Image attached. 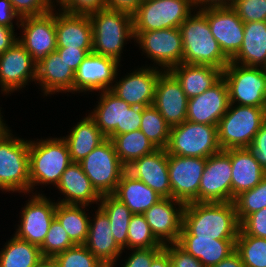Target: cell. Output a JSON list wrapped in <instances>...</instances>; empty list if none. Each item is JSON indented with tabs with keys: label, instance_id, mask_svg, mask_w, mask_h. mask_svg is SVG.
Returning a JSON list of instances; mask_svg holds the SVG:
<instances>
[{
	"label": "cell",
	"instance_id": "obj_41",
	"mask_svg": "<svg viewBox=\"0 0 266 267\" xmlns=\"http://www.w3.org/2000/svg\"><path fill=\"white\" fill-rule=\"evenodd\" d=\"M164 247L153 235L143 214H133L129 221L127 249Z\"/></svg>",
	"mask_w": 266,
	"mask_h": 267
},
{
	"label": "cell",
	"instance_id": "obj_53",
	"mask_svg": "<svg viewBox=\"0 0 266 267\" xmlns=\"http://www.w3.org/2000/svg\"><path fill=\"white\" fill-rule=\"evenodd\" d=\"M142 121V108L130 106L125 107L124 133L140 129Z\"/></svg>",
	"mask_w": 266,
	"mask_h": 267
},
{
	"label": "cell",
	"instance_id": "obj_40",
	"mask_svg": "<svg viewBox=\"0 0 266 267\" xmlns=\"http://www.w3.org/2000/svg\"><path fill=\"white\" fill-rule=\"evenodd\" d=\"M236 251L244 267H266V239L245 234L239 230Z\"/></svg>",
	"mask_w": 266,
	"mask_h": 267
},
{
	"label": "cell",
	"instance_id": "obj_3",
	"mask_svg": "<svg viewBox=\"0 0 266 267\" xmlns=\"http://www.w3.org/2000/svg\"><path fill=\"white\" fill-rule=\"evenodd\" d=\"M88 16L92 23V52L120 62L126 41L135 39L133 16L106 7Z\"/></svg>",
	"mask_w": 266,
	"mask_h": 267
},
{
	"label": "cell",
	"instance_id": "obj_6",
	"mask_svg": "<svg viewBox=\"0 0 266 267\" xmlns=\"http://www.w3.org/2000/svg\"><path fill=\"white\" fill-rule=\"evenodd\" d=\"M10 130L0 139V190L30 193L29 141Z\"/></svg>",
	"mask_w": 266,
	"mask_h": 267
},
{
	"label": "cell",
	"instance_id": "obj_52",
	"mask_svg": "<svg viewBox=\"0 0 266 267\" xmlns=\"http://www.w3.org/2000/svg\"><path fill=\"white\" fill-rule=\"evenodd\" d=\"M56 51L74 72L89 53H92V49L57 48Z\"/></svg>",
	"mask_w": 266,
	"mask_h": 267
},
{
	"label": "cell",
	"instance_id": "obj_15",
	"mask_svg": "<svg viewBox=\"0 0 266 267\" xmlns=\"http://www.w3.org/2000/svg\"><path fill=\"white\" fill-rule=\"evenodd\" d=\"M231 158L224 151L206 158L199 186V202H232Z\"/></svg>",
	"mask_w": 266,
	"mask_h": 267
},
{
	"label": "cell",
	"instance_id": "obj_59",
	"mask_svg": "<svg viewBox=\"0 0 266 267\" xmlns=\"http://www.w3.org/2000/svg\"><path fill=\"white\" fill-rule=\"evenodd\" d=\"M150 267H172L169 254L164 248L153 258Z\"/></svg>",
	"mask_w": 266,
	"mask_h": 267
},
{
	"label": "cell",
	"instance_id": "obj_61",
	"mask_svg": "<svg viewBox=\"0 0 266 267\" xmlns=\"http://www.w3.org/2000/svg\"><path fill=\"white\" fill-rule=\"evenodd\" d=\"M2 118L3 116H1V110H0V139L10 131V128L8 129L6 123H4V120Z\"/></svg>",
	"mask_w": 266,
	"mask_h": 267
},
{
	"label": "cell",
	"instance_id": "obj_54",
	"mask_svg": "<svg viewBox=\"0 0 266 267\" xmlns=\"http://www.w3.org/2000/svg\"><path fill=\"white\" fill-rule=\"evenodd\" d=\"M19 28L20 17L15 13L10 0H0V24L14 29L13 21Z\"/></svg>",
	"mask_w": 266,
	"mask_h": 267
},
{
	"label": "cell",
	"instance_id": "obj_14",
	"mask_svg": "<svg viewBox=\"0 0 266 267\" xmlns=\"http://www.w3.org/2000/svg\"><path fill=\"white\" fill-rule=\"evenodd\" d=\"M54 10L40 16L24 17L19 21L23 34L21 38L18 37V41L36 63L57 49Z\"/></svg>",
	"mask_w": 266,
	"mask_h": 267
},
{
	"label": "cell",
	"instance_id": "obj_48",
	"mask_svg": "<svg viewBox=\"0 0 266 267\" xmlns=\"http://www.w3.org/2000/svg\"><path fill=\"white\" fill-rule=\"evenodd\" d=\"M240 229L247 235L266 239V207L248 215L240 223Z\"/></svg>",
	"mask_w": 266,
	"mask_h": 267
},
{
	"label": "cell",
	"instance_id": "obj_22",
	"mask_svg": "<svg viewBox=\"0 0 266 267\" xmlns=\"http://www.w3.org/2000/svg\"><path fill=\"white\" fill-rule=\"evenodd\" d=\"M229 105L228 86L222 77L204 93L188 99L186 120L217 126Z\"/></svg>",
	"mask_w": 266,
	"mask_h": 267
},
{
	"label": "cell",
	"instance_id": "obj_56",
	"mask_svg": "<svg viewBox=\"0 0 266 267\" xmlns=\"http://www.w3.org/2000/svg\"><path fill=\"white\" fill-rule=\"evenodd\" d=\"M14 31L13 28L0 24V55L18 41Z\"/></svg>",
	"mask_w": 266,
	"mask_h": 267
},
{
	"label": "cell",
	"instance_id": "obj_58",
	"mask_svg": "<svg viewBox=\"0 0 266 267\" xmlns=\"http://www.w3.org/2000/svg\"><path fill=\"white\" fill-rule=\"evenodd\" d=\"M210 267H244L240 254L235 250L224 260Z\"/></svg>",
	"mask_w": 266,
	"mask_h": 267
},
{
	"label": "cell",
	"instance_id": "obj_5",
	"mask_svg": "<svg viewBox=\"0 0 266 267\" xmlns=\"http://www.w3.org/2000/svg\"><path fill=\"white\" fill-rule=\"evenodd\" d=\"M264 121V108L230 104L217 125L221 149L248 148Z\"/></svg>",
	"mask_w": 266,
	"mask_h": 267
},
{
	"label": "cell",
	"instance_id": "obj_37",
	"mask_svg": "<svg viewBox=\"0 0 266 267\" xmlns=\"http://www.w3.org/2000/svg\"><path fill=\"white\" fill-rule=\"evenodd\" d=\"M107 138L112 141L118 158L126 167L157 149L140 129Z\"/></svg>",
	"mask_w": 266,
	"mask_h": 267
},
{
	"label": "cell",
	"instance_id": "obj_38",
	"mask_svg": "<svg viewBox=\"0 0 266 267\" xmlns=\"http://www.w3.org/2000/svg\"><path fill=\"white\" fill-rule=\"evenodd\" d=\"M99 207L107 214L113 237L118 246L127 249V233L129 221L133 213L129 208L113 194L101 196Z\"/></svg>",
	"mask_w": 266,
	"mask_h": 267
},
{
	"label": "cell",
	"instance_id": "obj_8",
	"mask_svg": "<svg viewBox=\"0 0 266 267\" xmlns=\"http://www.w3.org/2000/svg\"><path fill=\"white\" fill-rule=\"evenodd\" d=\"M228 86L230 104L264 108L266 68L230 63L222 71Z\"/></svg>",
	"mask_w": 266,
	"mask_h": 267
},
{
	"label": "cell",
	"instance_id": "obj_36",
	"mask_svg": "<svg viewBox=\"0 0 266 267\" xmlns=\"http://www.w3.org/2000/svg\"><path fill=\"white\" fill-rule=\"evenodd\" d=\"M42 257L39 246L13 235L0 251V267H35Z\"/></svg>",
	"mask_w": 266,
	"mask_h": 267
},
{
	"label": "cell",
	"instance_id": "obj_32",
	"mask_svg": "<svg viewBox=\"0 0 266 267\" xmlns=\"http://www.w3.org/2000/svg\"><path fill=\"white\" fill-rule=\"evenodd\" d=\"M230 61L245 66L266 68V21L244 23L241 48Z\"/></svg>",
	"mask_w": 266,
	"mask_h": 267
},
{
	"label": "cell",
	"instance_id": "obj_18",
	"mask_svg": "<svg viewBox=\"0 0 266 267\" xmlns=\"http://www.w3.org/2000/svg\"><path fill=\"white\" fill-rule=\"evenodd\" d=\"M163 71L158 66L137 68L125 78L116 80L110 91L130 106L144 108L153 105L156 83Z\"/></svg>",
	"mask_w": 266,
	"mask_h": 267
},
{
	"label": "cell",
	"instance_id": "obj_62",
	"mask_svg": "<svg viewBox=\"0 0 266 267\" xmlns=\"http://www.w3.org/2000/svg\"><path fill=\"white\" fill-rule=\"evenodd\" d=\"M264 115H265V121H266V103H265V107H264Z\"/></svg>",
	"mask_w": 266,
	"mask_h": 267
},
{
	"label": "cell",
	"instance_id": "obj_51",
	"mask_svg": "<svg viewBox=\"0 0 266 267\" xmlns=\"http://www.w3.org/2000/svg\"><path fill=\"white\" fill-rule=\"evenodd\" d=\"M248 148L258 163L266 170V121L263 122Z\"/></svg>",
	"mask_w": 266,
	"mask_h": 267
},
{
	"label": "cell",
	"instance_id": "obj_47",
	"mask_svg": "<svg viewBox=\"0 0 266 267\" xmlns=\"http://www.w3.org/2000/svg\"><path fill=\"white\" fill-rule=\"evenodd\" d=\"M70 14H90L106 7V0H58L56 5Z\"/></svg>",
	"mask_w": 266,
	"mask_h": 267
},
{
	"label": "cell",
	"instance_id": "obj_13",
	"mask_svg": "<svg viewBox=\"0 0 266 267\" xmlns=\"http://www.w3.org/2000/svg\"><path fill=\"white\" fill-rule=\"evenodd\" d=\"M27 202L20 212L21 223L17 225L18 228L14 235L40 247L45 240L51 222L55 218L57 202L49 200L39 192H34Z\"/></svg>",
	"mask_w": 266,
	"mask_h": 267
},
{
	"label": "cell",
	"instance_id": "obj_35",
	"mask_svg": "<svg viewBox=\"0 0 266 267\" xmlns=\"http://www.w3.org/2000/svg\"><path fill=\"white\" fill-rule=\"evenodd\" d=\"M85 207L87 205L56 204L55 218L74 244H85L88 237L90 217L87 216Z\"/></svg>",
	"mask_w": 266,
	"mask_h": 267
},
{
	"label": "cell",
	"instance_id": "obj_20",
	"mask_svg": "<svg viewBox=\"0 0 266 267\" xmlns=\"http://www.w3.org/2000/svg\"><path fill=\"white\" fill-rule=\"evenodd\" d=\"M185 205L174 198H161L143 213L153 235L162 245L178 242Z\"/></svg>",
	"mask_w": 266,
	"mask_h": 267
},
{
	"label": "cell",
	"instance_id": "obj_31",
	"mask_svg": "<svg viewBox=\"0 0 266 267\" xmlns=\"http://www.w3.org/2000/svg\"><path fill=\"white\" fill-rule=\"evenodd\" d=\"M180 82L188 98L200 95L222 78V69L210 65L181 63L169 70Z\"/></svg>",
	"mask_w": 266,
	"mask_h": 267
},
{
	"label": "cell",
	"instance_id": "obj_19",
	"mask_svg": "<svg viewBox=\"0 0 266 267\" xmlns=\"http://www.w3.org/2000/svg\"><path fill=\"white\" fill-rule=\"evenodd\" d=\"M207 18L211 34L224 55L231 60L240 50L244 38V22L231 7L200 10Z\"/></svg>",
	"mask_w": 266,
	"mask_h": 267
},
{
	"label": "cell",
	"instance_id": "obj_25",
	"mask_svg": "<svg viewBox=\"0 0 266 267\" xmlns=\"http://www.w3.org/2000/svg\"><path fill=\"white\" fill-rule=\"evenodd\" d=\"M95 212V217L90 219L88 237L84 245L104 265L114 267L123 251L113 237L107 214L99 206Z\"/></svg>",
	"mask_w": 266,
	"mask_h": 267
},
{
	"label": "cell",
	"instance_id": "obj_7",
	"mask_svg": "<svg viewBox=\"0 0 266 267\" xmlns=\"http://www.w3.org/2000/svg\"><path fill=\"white\" fill-rule=\"evenodd\" d=\"M221 150L215 125L185 120L170 129L167 154L207 158Z\"/></svg>",
	"mask_w": 266,
	"mask_h": 267
},
{
	"label": "cell",
	"instance_id": "obj_4",
	"mask_svg": "<svg viewBox=\"0 0 266 267\" xmlns=\"http://www.w3.org/2000/svg\"><path fill=\"white\" fill-rule=\"evenodd\" d=\"M29 140L30 193L34 187L57 186L62 173L71 164L66 141L63 138ZM33 189V190H32ZM33 191V192H31Z\"/></svg>",
	"mask_w": 266,
	"mask_h": 267
},
{
	"label": "cell",
	"instance_id": "obj_49",
	"mask_svg": "<svg viewBox=\"0 0 266 267\" xmlns=\"http://www.w3.org/2000/svg\"><path fill=\"white\" fill-rule=\"evenodd\" d=\"M164 249L169 254L172 267H204L198 259L188 254L177 243L164 245Z\"/></svg>",
	"mask_w": 266,
	"mask_h": 267
},
{
	"label": "cell",
	"instance_id": "obj_11",
	"mask_svg": "<svg viewBox=\"0 0 266 267\" xmlns=\"http://www.w3.org/2000/svg\"><path fill=\"white\" fill-rule=\"evenodd\" d=\"M134 42L164 71L183 63V44L179 28L134 32ZM156 63V64H155Z\"/></svg>",
	"mask_w": 266,
	"mask_h": 267
},
{
	"label": "cell",
	"instance_id": "obj_57",
	"mask_svg": "<svg viewBox=\"0 0 266 267\" xmlns=\"http://www.w3.org/2000/svg\"><path fill=\"white\" fill-rule=\"evenodd\" d=\"M234 0H193L194 8L199 10L207 8L231 7Z\"/></svg>",
	"mask_w": 266,
	"mask_h": 267
},
{
	"label": "cell",
	"instance_id": "obj_12",
	"mask_svg": "<svg viewBox=\"0 0 266 267\" xmlns=\"http://www.w3.org/2000/svg\"><path fill=\"white\" fill-rule=\"evenodd\" d=\"M205 165L206 158L168 154L172 198L185 204L199 202V186Z\"/></svg>",
	"mask_w": 266,
	"mask_h": 267
},
{
	"label": "cell",
	"instance_id": "obj_43",
	"mask_svg": "<svg viewBox=\"0 0 266 267\" xmlns=\"http://www.w3.org/2000/svg\"><path fill=\"white\" fill-rule=\"evenodd\" d=\"M53 258L59 267H107L84 244H75Z\"/></svg>",
	"mask_w": 266,
	"mask_h": 267
},
{
	"label": "cell",
	"instance_id": "obj_50",
	"mask_svg": "<svg viewBox=\"0 0 266 267\" xmlns=\"http://www.w3.org/2000/svg\"><path fill=\"white\" fill-rule=\"evenodd\" d=\"M164 247L140 248L131 249L133 252L125 259V264L122 267H150L153 258Z\"/></svg>",
	"mask_w": 266,
	"mask_h": 267
},
{
	"label": "cell",
	"instance_id": "obj_26",
	"mask_svg": "<svg viewBox=\"0 0 266 267\" xmlns=\"http://www.w3.org/2000/svg\"><path fill=\"white\" fill-rule=\"evenodd\" d=\"M231 158L232 202L242 192L254 188L266 176V170L254 158L249 148L224 150Z\"/></svg>",
	"mask_w": 266,
	"mask_h": 267
},
{
	"label": "cell",
	"instance_id": "obj_24",
	"mask_svg": "<svg viewBox=\"0 0 266 267\" xmlns=\"http://www.w3.org/2000/svg\"><path fill=\"white\" fill-rule=\"evenodd\" d=\"M56 11L57 48L92 49V23L89 16L66 13L59 8Z\"/></svg>",
	"mask_w": 266,
	"mask_h": 267
},
{
	"label": "cell",
	"instance_id": "obj_23",
	"mask_svg": "<svg viewBox=\"0 0 266 267\" xmlns=\"http://www.w3.org/2000/svg\"><path fill=\"white\" fill-rule=\"evenodd\" d=\"M126 170L162 198H172L166 149H156L150 154L143 155L127 166Z\"/></svg>",
	"mask_w": 266,
	"mask_h": 267
},
{
	"label": "cell",
	"instance_id": "obj_17",
	"mask_svg": "<svg viewBox=\"0 0 266 267\" xmlns=\"http://www.w3.org/2000/svg\"><path fill=\"white\" fill-rule=\"evenodd\" d=\"M119 63L112 57L89 53L75 71L74 93L110 90L118 76Z\"/></svg>",
	"mask_w": 266,
	"mask_h": 267
},
{
	"label": "cell",
	"instance_id": "obj_46",
	"mask_svg": "<svg viewBox=\"0 0 266 267\" xmlns=\"http://www.w3.org/2000/svg\"><path fill=\"white\" fill-rule=\"evenodd\" d=\"M55 1V0H54ZM53 0H10L15 13L20 17L40 16L56 9ZM54 3V4H53Z\"/></svg>",
	"mask_w": 266,
	"mask_h": 267
},
{
	"label": "cell",
	"instance_id": "obj_10",
	"mask_svg": "<svg viewBox=\"0 0 266 267\" xmlns=\"http://www.w3.org/2000/svg\"><path fill=\"white\" fill-rule=\"evenodd\" d=\"M92 186L102 196L113 194L126 171L110 139H106L79 162Z\"/></svg>",
	"mask_w": 266,
	"mask_h": 267
},
{
	"label": "cell",
	"instance_id": "obj_16",
	"mask_svg": "<svg viewBox=\"0 0 266 267\" xmlns=\"http://www.w3.org/2000/svg\"><path fill=\"white\" fill-rule=\"evenodd\" d=\"M37 63L17 41L0 55V87L2 94H11L36 81Z\"/></svg>",
	"mask_w": 266,
	"mask_h": 267
},
{
	"label": "cell",
	"instance_id": "obj_55",
	"mask_svg": "<svg viewBox=\"0 0 266 267\" xmlns=\"http://www.w3.org/2000/svg\"><path fill=\"white\" fill-rule=\"evenodd\" d=\"M143 0H106V8L133 15Z\"/></svg>",
	"mask_w": 266,
	"mask_h": 267
},
{
	"label": "cell",
	"instance_id": "obj_1",
	"mask_svg": "<svg viewBox=\"0 0 266 267\" xmlns=\"http://www.w3.org/2000/svg\"><path fill=\"white\" fill-rule=\"evenodd\" d=\"M239 230L233 202H190L185 205L180 235L237 239Z\"/></svg>",
	"mask_w": 266,
	"mask_h": 267
},
{
	"label": "cell",
	"instance_id": "obj_33",
	"mask_svg": "<svg viewBox=\"0 0 266 267\" xmlns=\"http://www.w3.org/2000/svg\"><path fill=\"white\" fill-rule=\"evenodd\" d=\"M113 195L122 201L133 214H143L162 198L127 170L122 175Z\"/></svg>",
	"mask_w": 266,
	"mask_h": 267
},
{
	"label": "cell",
	"instance_id": "obj_30",
	"mask_svg": "<svg viewBox=\"0 0 266 267\" xmlns=\"http://www.w3.org/2000/svg\"><path fill=\"white\" fill-rule=\"evenodd\" d=\"M99 93L98 105L89 116L106 137L124 134L125 107L130 105L110 90Z\"/></svg>",
	"mask_w": 266,
	"mask_h": 267
},
{
	"label": "cell",
	"instance_id": "obj_39",
	"mask_svg": "<svg viewBox=\"0 0 266 267\" xmlns=\"http://www.w3.org/2000/svg\"><path fill=\"white\" fill-rule=\"evenodd\" d=\"M171 127L153 106L142 108L140 130L157 149H166Z\"/></svg>",
	"mask_w": 266,
	"mask_h": 267
},
{
	"label": "cell",
	"instance_id": "obj_29",
	"mask_svg": "<svg viewBox=\"0 0 266 267\" xmlns=\"http://www.w3.org/2000/svg\"><path fill=\"white\" fill-rule=\"evenodd\" d=\"M177 244L204 267L218 264L236 250V239L198 238L180 235Z\"/></svg>",
	"mask_w": 266,
	"mask_h": 267
},
{
	"label": "cell",
	"instance_id": "obj_60",
	"mask_svg": "<svg viewBox=\"0 0 266 267\" xmlns=\"http://www.w3.org/2000/svg\"><path fill=\"white\" fill-rule=\"evenodd\" d=\"M35 267H59L53 257H42Z\"/></svg>",
	"mask_w": 266,
	"mask_h": 267
},
{
	"label": "cell",
	"instance_id": "obj_2",
	"mask_svg": "<svg viewBox=\"0 0 266 267\" xmlns=\"http://www.w3.org/2000/svg\"><path fill=\"white\" fill-rule=\"evenodd\" d=\"M179 29L183 44V63L210 65L222 70L230 63L211 34L206 16L200 10L191 14Z\"/></svg>",
	"mask_w": 266,
	"mask_h": 267
},
{
	"label": "cell",
	"instance_id": "obj_28",
	"mask_svg": "<svg viewBox=\"0 0 266 267\" xmlns=\"http://www.w3.org/2000/svg\"><path fill=\"white\" fill-rule=\"evenodd\" d=\"M57 189L65 198L57 203L87 205L99 204L101 195L92 186L91 181L83 172L80 163L71 162V164L62 173L57 184Z\"/></svg>",
	"mask_w": 266,
	"mask_h": 267
},
{
	"label": "cell",
	"instance_id": "obj_45",
	"mask_svg": "<svg viewBox=\"0 0 266 267\" xmlns=\"http://www.w3.org/2000/svg\"><path fill=\"white\" fill-rule=\"evenodd\" d=\"M231 8L244 23L266 21V0H234Z\"/></svg>",
	"mask_w": 266,
	"mask_h": 267
},
{
	"label": "cell",
	"instance_id": "obj_9",
	"mask_svg": "<svg viewBox=\"0 0 266 267\" xmlns=\"http://www.w3.org/2000/svg\"><path fill=\"white\" fill-rule=\"evenodd\" d=\"M193 7V0L143 1L132 15L133 32L179 28L192 14Z\"/></svg>",
	"mask_w": 266,
	"mask_h": 267
},
{
	"label": "cell",
	"instance_id": "obj_44",
	"mask_svg": "<svg viewBox=\"0 0 266 267\" xmlns=\"http://www.w3.org/2000/svg\"><path fill=\"white\" fill-rule=\"evenodd\" d=\"M74 245L61 223L54 218L40 251L43 257H54Z\"/></svg>",
	"mask_w": 266,
	"mask_h": 267
},
{
	"label": "cell",
	"instance_id": "obj_34",
	"mask_svg": "<svg viewBox=\"0 0 266 267\" xmlns=\"http://www.w3.org/2000/svg\"><path fill=\"white\" fill-rule=\"evenodd\" d=\"M62 138L67 143L71 161L77 163L107 139L89 115L80 120L69 135Z\"/></svg>",
	"mask_w": 266,
	"mask_h": 267
},
{
	"label": "cell",
	"instance_id": "obj_42",
	"mask_svg": "<svg viewBox=\"0 0 266 267\" xmlns=\"http://www.w3.org/2000/svg\"><path fill=\"white\" fill-rule=\"evenodd\" d=\"M233 203L239 223H241L248 215L265 208L266 176L254 188L236 196Z\"/></svg>",
	"mask_w": 266,
	"mask_h": 267
},
{
	"label": "cell",
	"instance_id": "obj_27",
	"mask_svg": "<svg viewBox=\"0 0 266 267\" xmlns=\"http://www.w3.org/2000/svg\"><path fill=\"white\" fill-rule=\"evenodd\" d=\"M75 72L68 67L57 51L51 52L37 63L36 82L41 86L44 96L56 92L74 94Z\"/></svg>",
	"mask_w": 266,
	"mask_h": 267
},
{
	"label": "cell",
	"instance_id": "obj_21",
	"mask_svg": "<svg viewBox=\"0 0 266 267\" xmlns=\"http://www.w3.org/2000/svg\"><path fill=\"white\" fill-rule=\"evenodd\" d=\"M188 97L170 71H163L156 83L153 106L170 127L186 120Z\"/></svg>",
	"mask_w": 266,
	"mask_h": 267
}]
</instances>
